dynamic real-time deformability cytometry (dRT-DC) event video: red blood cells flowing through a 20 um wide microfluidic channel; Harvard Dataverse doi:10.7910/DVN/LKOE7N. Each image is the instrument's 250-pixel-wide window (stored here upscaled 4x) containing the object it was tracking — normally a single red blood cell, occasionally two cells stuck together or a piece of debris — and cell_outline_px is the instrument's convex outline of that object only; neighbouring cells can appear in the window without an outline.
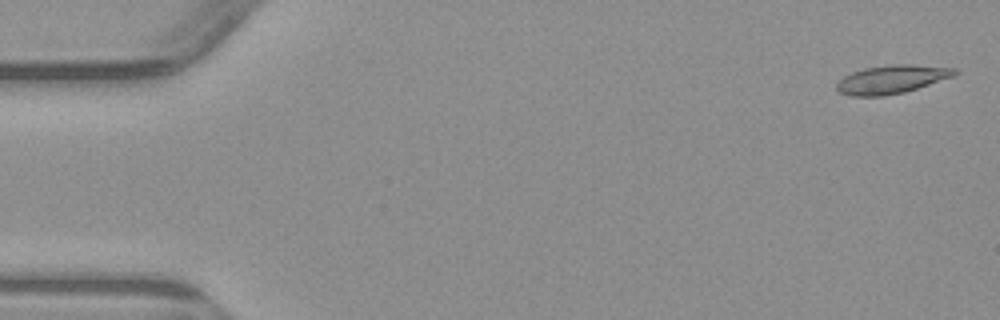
{"species": "common noctule bat (a hibernating species)", "species_latin": "Nyctalus noctula", "temperature_condition": "warm", "stored_images_in_passage": 5, "camera_frame_rate_fps": 3000, "um_per_image_px": 0.085, "animal": {"sex": "male", "body_mass_g": 23.1, "forearm_length_mm": 52.7}, "frame": {"image": 1, "passage_image": 1, "time_ms": 0.0, "image_size_px": [1000, 320], "cell_outline_px": [[960, 72], [956, 76], [904, 92], [884, 96], [852, 96], [840, 92], [836, 88], [836, 84], [844, 76], [852, 72], [864, 68], [892, 64], [912, 64], [956, 68]], "centroid_in_image_um": [75.84, 6.73], "position_along_channel_um": 9.2, "area_um2": 19.65}}
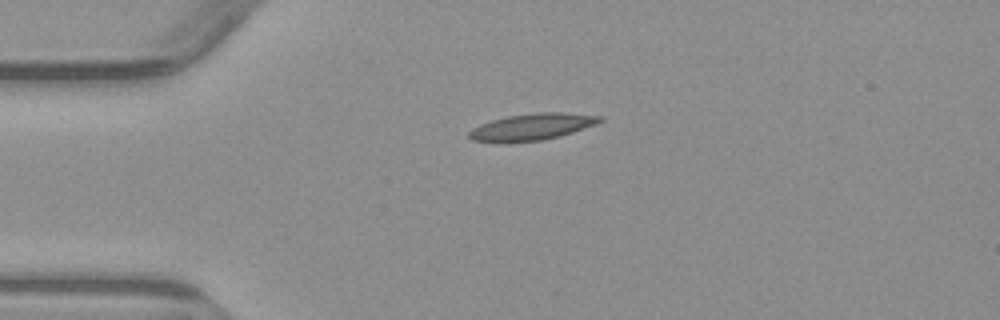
{"frame": {"image": 2, "passage_image": 4, "time_ms": 3.667, "image_size_px": [1000, 320], "cell_outline_px": [[604, 120], [596, 124], [560, 136], [544, 140], [504, 144], [496, 144], [472, 140], [468, 136], [468, 132], [472, 128], [480, 124], [492, 120], [508, 116], [536, 112], [560, 112], [604, 116]], "centroid_in_image_um": [45.17, 10.81], "position_along_channel_um": 39.8, "area_um2": 20.81}}